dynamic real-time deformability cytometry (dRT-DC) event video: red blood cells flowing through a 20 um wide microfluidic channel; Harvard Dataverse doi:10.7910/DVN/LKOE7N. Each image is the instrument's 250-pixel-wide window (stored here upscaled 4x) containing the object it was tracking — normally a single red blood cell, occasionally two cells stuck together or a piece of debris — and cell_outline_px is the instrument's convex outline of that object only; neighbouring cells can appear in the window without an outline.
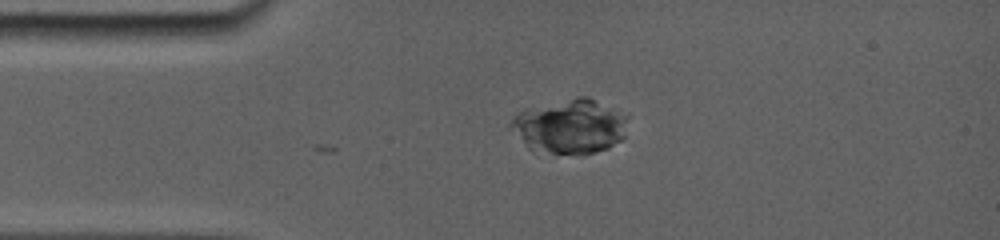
{"species": "common noctule bat (a hibernating species)", "species_latin": "Nyctalus noctula", "temperature_condition": "room temperature", "stored_images_in_passage": 8, "camera_frame_rate_fps": 5000, "um_per_image_px": 0.085, "animal": {"sex": "female", "body_mass_g": 19.0, "forearm_length_mm": 56.7}, "frame": {"image": 1, "passage_image": 2, "time_ms": 0.2, "image_size_px": [1000, 240], "cell_outline_px": [[620, 136], [608, 148], [592, 152], [552, 152], [524, 136], [512, 124], [512, 120], [520, 112], [576, 96], [588, 96], [608, 112], [616, 120]], "centroid_in_image_um": [48.38, 10.7], "position_along_channel_um": 36.6, "area_um2": 31.44}}